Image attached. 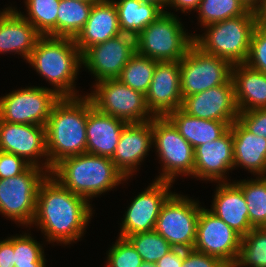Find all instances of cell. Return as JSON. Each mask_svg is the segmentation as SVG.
<instances>
[{"label": "cell", "instance_id": "obj_26", "mask_svg": "<svg viewBox=\"0 0 266 267\" xmlns=\"http://www.w3.org/2000/svg\"><path fill=\"white\" fill-rule=\"evenodd\" d=\"M232 81L239 112L266 108V74L249 67L236 64L232 67Z\"/></svg>", "mask_w": 266, "mask_h": 267}, {"label": "cell", "instance_id": "obj_19", "mask_svg": "<svg viewBox=\"0 0 266 267\" xmlns=\"http://www.w3.org/2000/svg\"><path fill=\"white\" fill-rule=\"evenodd\" d=\"M152 145V119L142 123H128L123 128L115 152L110 159L123 176L129 179L136 172L137 165L144 161Z\"/></svg>", "mask_w": 266, "mask_h": 267}, {"label": "cell", "instance_id": "obj_31", "mask_svg": "<svg viewBox=\"0 0 266 267\" xmlns=\"http://www.w3.org/2000/svg\"><path fill=\"white\" fill-rule=\"evenodd\" d=\"M27 15H23L42 36L57 37V15L60 0H26Z\"/></svg>", "mask_w": 266, "mask_h": 267}, {"label": "cell", "instance_id": "obj_15", "mask_svg": "<svg viewBox=\"0 0 266 267\" xmlns=\"http://www.w3.org/2000/svg\"><path fill=\"white\" fill-rule=\"evenodd\" d=\"M171 182L155 180L137 195L129 205L122 220L119 237L154 231L160 209L170 192Z\"/></svg>", "mask_w": 266, "mask_h": 267}, {"label": "cell", "instance_id": "obj_16", "mask_svg": "<svg viewBox=\"0 0 266 267\" xmlns=\"http://www.w3.org/2000/svg\"><path fill=\"white\" fill-rule=\"evenodd\" d=\"M0 150L20 156L29 164L44 168L48 172L45 126L0 120ZM41 157L46 158L44 164L38 161Z\"/></svg>", "mask_w": 266, "mask_h": 267}, {"label": "cell", "instance_id": "obj_35", "mask_svg": "<svg viewBox=\"0 0 266 267\" xmlns=\"http://www.w3.org/2000/svg\"><path fill=\"white\" fill-rule=\"evenodd\" d=\"M143 262L156 263L173 249L169 242L155 230L135 233L127 237Z\"/></svg>", "mask_w": 266, "mask_h": 267}, {"label": "cell", "instance_id": "obj_49", "mask_svg": "<svg viewBox=\"0 0 266 267\" xmlns=\"http://www.w3.org/2000/svg\"><path fill=\"white\" fill-rule=\"evenodd\" d=\"M46 263H32V266H25V267H46Z\"/></svg>", "mask_w": 266, "mask_h": 267}, {"label": "cell", "instance_id": "obj_36", "mask_svg": "<svg viewBox=\"0 0 266 267\" xmlns=\"http://www.w3.org/2000/svg\"><path fill=\"white\" fill-rule=\"evenodd\" d=\"M30 235L24 233L14 236L15 267L32 266V263H46L42 245Z\"/></svg>", "mask_w": 266, "mask_h": 267}, {"label": "cell", "instance_id": "obj_6", "mask_svg": "<svg viewBox=\"0 0 266 267\" xmlns=\"http://www.w3.org/2000/svg\"><path fill=\"white\" fill-rule=\"evenodd\" d=\"M173 12L164 11L135 37L136 53L156 60L180 61L194 43Z\"/></svg>", "mask_w": 266, "mask_h": 267}, {"label": "cell", "instance_id": "obj_39", "mask_svg": "<svg viewBox=\"0 0 266 267\" xmlns=\"http://www.w3.org/2000/svg\"><path fill=\"white\" fill-rule=\"evenodd\" d=\"M30 166L24 158L0 150V179L18 176Z\"/></svg>", "mask_w": 266, "mask_h": 267}, {"label": "cell", "instance_id": "obj_10", "mask_svg": "<svg viewBox=\"0 0 266 267\" xmlns=\"http://www.w3.org/2000/svg\"><path fill=\"white\" fill-rule=\"evenodd\" d=\"M94 91L87 94L93 105L102 113L126 123L150 121L154 115L146 104V96L119 79H106L94 84Z\"/></svg>", "mask_w": 266, "mask_h": 267}, {"label": "cell", "instance_id": "obj_17", "mask_svg": "<svg viewBox=\"0 0 266 267\" xmlns=\"http://www.w3.org/2000/svg\"><path fill=\"white\" fill-rule=\"evenodd\" d=\"M181 109L188 115L200 119L233 123L238 120L239 111L232 79L201 93L186 96Z\"/></svg>", "mask_w": 266, "mask_h": 267}, {"label": "cell", "instance_id": "obj_7", "mask_svg": "<svg viewBox=\"0 0 266 267\" xmlns=\"http://www.w3.org/2000/svg\"><path fill=\"white\" fill-rule=\"evenodd\" d=\"M153 147L162 163V172L155 180L168 181L181 175L194 177V148L178 132L166 116L152 118Z\"/></svg>", "mask_w": 266, "mask_h": 267}, {"label": "cell", "instance_id": "obj_28", "mask_svg": "<svg viewBox=\"0 0 266 267\" xmlns=\"http://www.w3.org/2000/svg\"><path fill=\"white\" fill-rule=\"evenodd\" d=\"M113 2L121 32L134 37L164 13L158 5L138 0H113Z\"/></svg>", "mask_w": 266, "mask_h": 267}, {"label": "cell", "instance_id": "obj_4", "mask_svg": "<svg viewBox=\"0 0 266 267\" xmlns=\"http://www.w3.org/2000/svg\"><path fill=\"white\" fill-rule=\"evenodd\" d=\"M26 62L54 85L60 97H77L74 83L82 68V53L74 38L41 36Z\"/></svg>", "mask_w": 266, "mask_h": 267}, {"label": "cell", "instance_id": "obj_12", "mask_svg": "<svg viewBox=\"0 0 266 267\" xmlns=\"http://www.w3.org/2000/svg\"><path fill=\"white\" fill-rule=\"evenodd\" d=\"M61 97L54 89L26 87L0 97V120L45 126L54 104Z\"/></svg>", "mask_w": 266, "mask_h": 267}, {"label": "cell", "instance_id": "obj_22", "mask_svg": "<svg viewBox=\"0 0 266 267\" xmlns=\"http://www.w3.org/2000/svg\"><path fill=\"white\" fill-rule=\"evenodd\" d=\"M15 9L0 11V53H18L27 60L42 35Z\"/></svg>", "mask_w": 266, "mask_h": 267}, {"label": "cell", "instance_id": "obj_24", "mask_svg": "<svg viewBox=\"0 0 266 267\" xmlns=\"http://www.w3.org/2000/svg\"><path fill=\"white\" fill-rule=\"evenodd\" d=\"M211 209L216 217L222 219L241 237L253 227L249 222L248 206L242 190L234 182H219Z\"/></svg>", "mask_w": 266, "mask_h": 267}, {"label": "cell", "instance_id": "obj_29", "mask_svg": "<svg viewBox=\"0 0 266 267\" xmlns=\"http://www.w3.org/2000/svg\"><path fill=\"white\" fill-rule=\"evenodd\" d=\"M92 6L80 0H60L57 37L75 38L89 19Z\"/></svg>", "mask_w": 266, "mask_h": 267}, {"label": "cell", "instance_id": "obj_32", "mask_svg": "<svg viewBox=\"0 0 266 267\" xmlns=\"http://www.w3.org/2000/svg\"><path fill=\"white\" fill-rule=\"evenodd\" d=\"M158 61L135 53L122 69L119 77L128 87L146 95Z\"/></svg>", "mask_w": 266, "mask_h": 267}, {"label": "cell", "instance_id": "obj_48", "mask_svg": "<svg viewBox=\"0 0 266 267\" xmlns=\"http://www.w3.org/2000/svg\"><path fill=\"white\" fill-rule=\"evenodd\" d=\"M140 267H156L155 263L143 262Z\"/></svg>", "mask_w": 266, "mask_h": 267}, {"label": "cell", "instance_id": "obj_2", "mask_svg": "<svg viewBox=\"0 0 266 267\" xmlns=\"http://www.w3.org/2000/svg\"><path fill=\"white\" fill-rule=\"evenodd\" d=\"M86 124L87 95L61 97L54 104L45 125L49 174L61 160L87 152Z\"/></svg>", "mask_w": 266, "mask_h": 267}, {"label": "cell", "instance_id": "obj_5", "mask_svg": "<svg viewBox=\"0 0 266 267\" xmlns=\"http://www.w3.org/2000/svg\"><path fill=\"white\" fill-rule=\"evenodd\" d=\"M256 25V13L248 11L244 15L203 27L206 28L205 35L195 34L194 43L205 53L227 60L232 65L242 64L248 58Z\"/></svg>", "mask_w": 266, "mask_h": 267}, {"label": "cell", "instance_id": "obj_42", "mask_svg": "<svg viewBox=\"0 0 266 267\" xmlns=\"http://www.w3.org/2000/svg\"><path fill=\"white\" fill-rule=\"evenodd\" d=\"M0 267H15L14 236L0 241Z\"/></svg>", "mask_w": 266, "mask_h": 267}, {"label": "cell", "instance_id": "obj_44", "mask_svg": "<svg viewBox=\"0 0 266 267\" xmlns=\"http://www.w3.org/2000/svg\"><path fill=\"white\" fill-rule=\"evenodd\" d=\"M200 3L201 0H166V6L176 8V11L181 9L182 13L196 10Z\"/></svg>", "mask_w": 266, "mask_h": 267}, {"label": "cell", "instance_id": "obj_50", "mask_svg": "<svg viewBox=\"0 0 266 267\" xmlns=\"http://www.w3.org/2000/svg\"><path fill=\"white\" fill-rule=\"evenodd\" d=\"M80 1H84V2H87V3L95 4L97 2H100L101 0H80Z\"/></svg>", "mask_w": 266, "mask_h": 267}, {"label": "cell", "instance_id": "obj_45", "mask_svg": "<svg viewBox=\"0 0 266 267\" xmlns=\"http://www.w3.org/2000/svg\"><path fill=\"white\" fill-rule=\"evenodd\" d=\"M255 13L257 25L266 29V0L262 2L260 8Z\"/></svg>", "mask_w": 266, "mask_h": 267}, {"label": "cell", "instance_id": "obj_18", "mask_svg": "<svg viewBox=\"0 0 266 267\" xmlns=\"http://www.w3.org/2000/svg\"><path fill=\"white\" fill-rule=\"evenodd\" d=\"M146 104L154 116H166L181 108L180 61L157 62Z\"/></svg>", "mask_w": 266, "mask_h": 267}, {"label": "cell", "instance_id": "obj_46", "mask_svg": "<svg viewBox=\"0 0 266 267\" xmlns=\"http://www.w3.org/2000/svg\"><path fill=\"white\" fill-rule=\"evenodd\" d=\"M264 0H240L248 11L256 12Z\"/></svg>", "mask_w": 266, "mask_h": 267}, {"label": "cell", "instance_id": "obj_8", "mask_svg": "<svg viewBox=\"0 0 266 267\" xmlns=\"http://www.w3.org/2000/svg\"><path fill=\"white\" fill-rule=\"evenodd\" d=\"M48 174L44 168L31 165L18 176L0 179V213L30 227L36 213L39 185Z\"/></svg>", "mask_w": 266, "mask_h": 267}, {"label": "cell", "instance_id": "obj_20", "mask_svg": "<svg viewBox=\"0 0 266 267\" xmlns=\"http://www.w3.org/2000/svg\"><path fill=\"white\" fill-rule=\"evenodd\" d=\"M233 137L229 129L219 139L194 148V178L225 182L227 172L234 169Z\"/></svg>", "mask_w": 266, "mask_h": 267}, {"label": "cell", "instance_id": "obj_43", "mask_svg": "<svg viewBox=\"0 0 266 267\" xmlns=\"http://www.w3.org/2000/svg\"><path fill=\"white\" fill-rule=\"evenodd\" d=\"M185 249L173 248L155 264L156 267H181Z\"/></svg>", "mask_w": 266, "mask_h": 267}, {"label": "cell", "instance_id": "obj_47", "mask_svg": "<svg viewBox=\"0 0 266 267\" xmlns=\"http://www.w3.org/2000/svg\"><path fill=\"white\" fill-rule=\"evenodd\" d=\"M142 3H151L158 5L163 11L166 9V0H138Z\"/></svg>", "mask_w": 266, "mask_h": 267}, {"label": "cell", "instance_id": "obj_30", "mask_svg": "<svg viewBox=\"0 0 266 267\" xmlns=\"http://www.w3.org/2000/svg\"><path fill=\"white\" fill-rule=\"evenodd\" d=\"M234 183L242 190L245 197L251 226L266 228V176Z\"/></svg>", "mask_w": 266, "mask_h": 267}, {"label": "cell", "instance_id": "obj_40", "mask_svg": "<svg viewBox=\"0 0 266 267\" xmlns=\"http://www.w3.org/2000/svg\"><path fill=\"white\" fill-rule=\"evenodd\" d=\"M238 121L254 135L266 138V108L239 112Z\"/></svg>", "mask_w": 266, "mask_h": 267}, {"label": "cell", "instance_id": "obj_38", "mask_svg": "<svg viewBox=\"0 0 266 267\" xmlns=\"http://www.w3.org/2000/svg\"><path fill=\"white\" fill-rule=\"evenodd\" d=\"M245 64L266 74V29L259 25H256L252 32Z\"/></svg>", "mask_w": 266, "mask_h": 267}, {"label": "cell", "instance_id": "obj_27", "mask_svg": "<svg viewBox=\"0 0 266 267\" xmlns=\"http://www.w3.org/2000/svg\"><path fill=\"white\" fill-rule=\"evenodd\" d=\"M166 117L193 148L219 139L233 124L193 117L181 108L169 112Z\"/></svg>", "mask_w": 266, "mask_h": 267}, {"label": "cell", "instance_id": "obj_34", "mask_svg": "<svg viewBox=\"0 0 266 267\" xmlns=\"http://www.w3.org/2000/svg\"><path fill=\"white\" fill-rule=\"evenodd\" d=\"M196 11L202 26L238 17L248 12L240 0H201Z\"/></svg>", "mask_w": 266, "mask_h": 267}, {"label": "cell", "instance_id": "obj_23", "mask_svg": "<svg viewBox=\"0 0 266 267\" xmlns=\"http://www.w3.org/2000/svg\"><path fill=\"white\" fill-rule=\"evenodd\" d=\"M122 34L113 0H101L93 4L89 19L74 38L83 54L89 47L103 43Z\"/></svg>", "mask_w": 266, "mask_h": 267}, {"label": "cell", "instance_id": "obj_41", "mask_svg": "<svg viewBox=\"0 0 266 267\" xmlns=\"http://www.w3.org/2000/svg\"><path fill=\"white\" fill-rule=\"evenodd\" d=\"M181 267H227V265L219 258L190 249L185 251Z\"/></svg>", "mask_w": 266, "mask_h": 267}, {"label": "cell", "instance_id": "obj_9", "mask_svg": "<svg viewBox=\"0 0 266 267\" xmlns=\"http://www.w3.org/2000/svg\"><path fill=\"white\" fill-rule=\"evenodd\" d=\"M200 204L181 194L172 193L163 203L155 231L164 237L173 248H194Z\"/></svg>", "mask_w": 266, "mask_h": 267}, {"label": "cell", "instance_id": "obj_14", "mask_svg": "<svg viewBox=\"0 0 266 267\" xmlns=\"http://www.w3.org/2000/svg\"><path fill=\"white\" fill-rule=\"evenodd\" d=\"M136 53L135 37L120 34L117 37L89 47L82 54V64L96 77V83L116 79Z\"/></svg>", "mask_w": 266, "mask_h": 267}, {"label": "cell", "instance_id": "obj_3", "mask_svg": "<svg viewBox=\"0 0 266 267\" xmlns=\"http://www.w3.org/2000/svg\"><path fill=\"white\" fill-rule=\"evenodd\" d=\"M50 175L64 188L87 200L127 180L109 157L87 152L61 160Z\"/></svg>", "mask_w": 266, "mask_h": 267}, {"label": "cell", "instance_id": "obj_1", "mask_svg": "<svg viewBox=\"0 0 266 267\" xmlns=\"http://www.w3.org/2000/svg\"><path fill=\"white\" fill-rule=\"evenodd\" d=\"M90 201L64 188L50 174L40 183L32 224L46 241L70 245L80 239L92 217Z\"/></svg>", "mask_w": 266, "mask_h": 267}, {"label": "cell", "instance_id": "obj_21", "mask_svg": "<svg viewBox=\"0 0 266 267\" xmlns=\"http://www.w3.org/2000/svg\"><path fill=\"white\" fill-rule=\"evenodd\" d=\"M128 123L100 112L87 95V153L111 158Z\"/></svg>", "mask_w": 266, "mask_h": 267}, {"label": "cell", "instance_id": "obj_13", "mask_svg": "<svg viewBox=\"0 0 266 267\" xmlns=\"http://www.w3.org/2000/svg\"><path fill=\"white\" fill-rule=\"evenodd\" d=\"M242 237L208 209L201 208L194 250L219 258L228 267L237 261Z\"/></svg>", "mask_w": 266, "mask_h": 267}, {"label": "cell", "instance_id": "obj_33", "mask_svg": "<svg viewBox=\"0 0 266 267\" xmlns=\"http://www.w3.org/2000/svg\"><path fill=\"white\" fill-rule=\"evenodd\" d=\"M266 267V228H253L242 237L233 267Z\"/></svg>", "mask_w": 266, "mask_h": 267}, {"label": "cell", "instance_id": "obj_11", "mask_svg": "<svg viewBox=\"0 0 266 267\" xmlns=\"http://www.w3.org/2000/svg\"><path fill=\"white\" fill-rule=\"evenodd\" d=\"M232 67L227 60L205 53L193 43L180 60L182 98L229 82Z\"/></svg>", "mask_w": 266, "mask_h": 267}, {"label": "cell", "instance_id": "obj_37", "mask_svg": "<svg viewBox=\"0 0 266 267\" xmlns=\"http://www.w3.org/2000/svg\"><path fill=\"white\" fill-rule=\"evenodd\" d=\"M107 261L112 267H140L142 257L127 238L119 237L107 251Z\"/></svg>", "mask_w": 266, "mask_h": 267}, {"label": "cell", "instance_id": "obj_25", "mask_svg": "<svg viewBox=\"0 0 266 267\" xmlns=\"http://www.w3.org/2000/svg\"><path fill=\"white\" fill-rule=\"evenodd\" d=\"M233 137L234 167L266 176V138L254 135L238 120L230 126Z\"/></svg>", "mask_w": 266, "mask_h": 267}]
</instances>
